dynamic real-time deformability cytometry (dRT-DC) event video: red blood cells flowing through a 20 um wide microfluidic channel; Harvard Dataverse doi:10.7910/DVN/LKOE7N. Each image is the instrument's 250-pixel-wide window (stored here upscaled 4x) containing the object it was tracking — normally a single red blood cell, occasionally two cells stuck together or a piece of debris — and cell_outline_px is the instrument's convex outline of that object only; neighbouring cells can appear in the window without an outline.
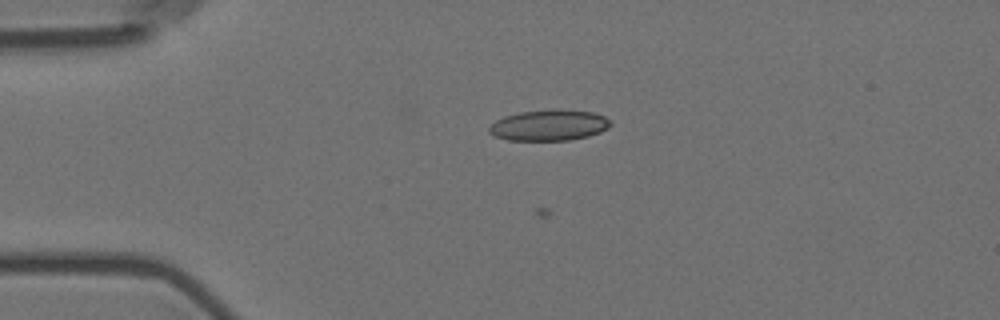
{"species": "Egyptian fruit bat (a non-hibernating species)", "species_latin": "Rousettus aegyptiacus", "temperature_condition": "room temperature", "stored_images_in_passage": 29, "camera_frame_rate_fps": 3000, "um_per_image_px": 0.085, "animal": {"sex": "female"}, "frame": {"image": 1, "passage_image": 18, "time_ms": 5.667, "image_size_px": [1000, 320], "cell_outline_px": [[612, 124], [608, 128], [600, 132], [588, 136], [568, 140], [508, 140], [496, 136], [488, 132], [488, 128], [496, 120], [504, 116], [520, 112], [556, 108], [560, 108], [592, 112], [604, 116]], "centroid_in_image_um": [46.67, 10.63], "position_along_channel_um": 38.3, "area_um2": 21.96}}
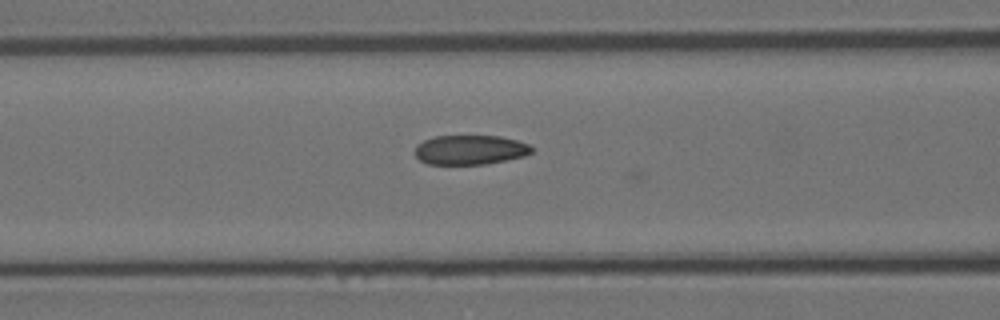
{"frame": {"image": 2, "passage_image": 28, "time_ms": 9.0, "image_size_px": [1000, 320], "cell_outline_px": [[532, 152], [524, 156], [484, 164], [428, 164], [420, 160], [412, 152], [416, 144], [424, 140], [436, 136], [500, 136], [516, 140], [528, 144], [532, 148]], "centroid_in_image_um": [39.9, 12.73], "position_along_channel_um": 126.7, "area_um2": 20.06}}